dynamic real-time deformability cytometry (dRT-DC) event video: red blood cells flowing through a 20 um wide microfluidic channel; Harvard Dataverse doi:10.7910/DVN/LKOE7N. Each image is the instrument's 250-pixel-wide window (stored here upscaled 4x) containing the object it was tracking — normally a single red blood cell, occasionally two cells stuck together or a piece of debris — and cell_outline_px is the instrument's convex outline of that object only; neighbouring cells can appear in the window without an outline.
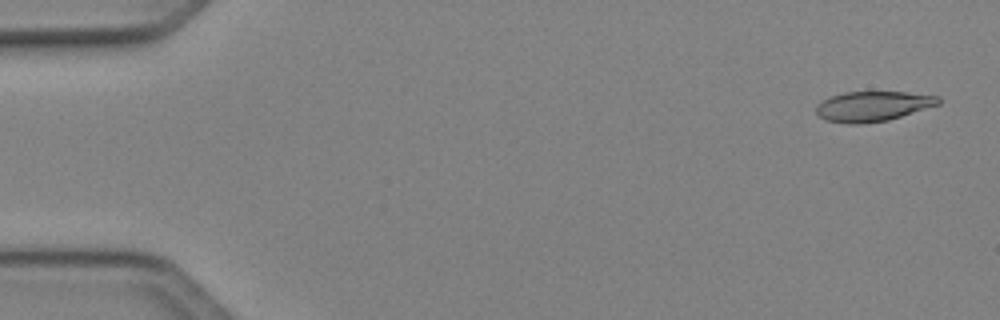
{"species": "Egyptian fruit bat (a non-hibernating species)", "species_latin": "Rousettus aegyptiacus", "temperature_condition": "cold", "stored_images_in_passage": 49, "camera_frame_rate_fps": 3000, "um_per_image_px": 0.085, "animal": {"sex": "female"}, "frame": {"image": 1, "passage_image": 2, "time_ms": 0.333, "image_size_px": [1000, 320], "cell_outline_px": [[940, 104], [888, 120], [860, 124], [848, 124], [824, 120], [816, 112], [816, 104], [832, 96], [844, 92], [904, 92], [940, 96]], "centroid_in_image_um": [74.18, 9.03], "position_along_channel_um": 10.8, "area_um2": 21.33}}
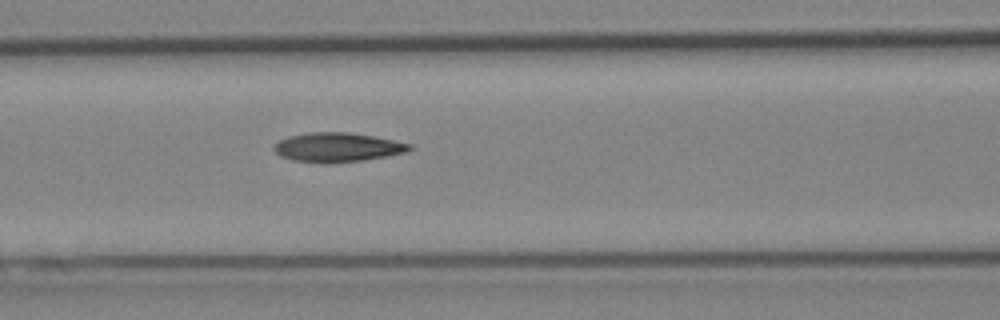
{"frame": {"image": 2, "passage_image": 21, "time_ms": 6.667, "image_size_px": [1000, 320], "cell_outline_px": [[416, 148], [408, 152], [364, 160], [292, 160], [280, 156], [272, 148], [280, 140], [288, 136], [308, 132], [348, 132], [372, 136], [412, 144]], "centroid_in_image_um": [28.74, 12.47], "position_along_channel_um": 137.9, "area_um2": 22.25}}
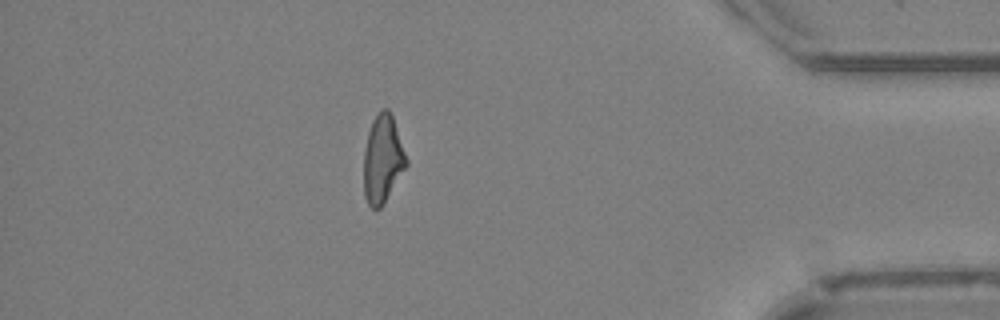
{"frame": {"image": 3, "passage_image": 43, "time_ms": 14.0, "image_size_px": [1000, 320], "cell_outline_px": [[408, 164], [380, 208], [376, 212], [368, 204], [364, 196], [364, 152], [368, 132], [372, 120], [380, 108], [388, 108], [392, 116], [408, 160]], "centroid_in_image_um": [32.51, 13.52], "position_along_channel_um": 402.7, "area_um2": 21.73}, "authors_computed_cell_mechanics": {"area_um2": 22.3108, "velocity_mm_per_s": 4.1512, "shape_relaxation_time_tau1_ms": null, "shape_relaxation_time_tau2_ms": 3.7953, "deformation_change_tau1": null, "deformation_change_tau2": 0.1177}}